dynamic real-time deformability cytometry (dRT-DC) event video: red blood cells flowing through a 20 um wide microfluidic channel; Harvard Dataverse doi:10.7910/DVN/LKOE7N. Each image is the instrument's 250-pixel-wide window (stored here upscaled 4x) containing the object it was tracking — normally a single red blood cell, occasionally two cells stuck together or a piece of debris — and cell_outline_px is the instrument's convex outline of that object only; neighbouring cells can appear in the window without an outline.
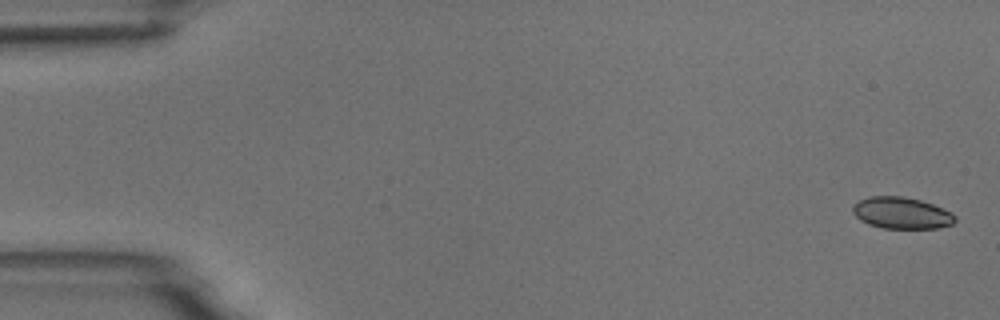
{"species": "common noctule bat (a hibernating species)", "species_latin": "Nyctalus noctula", "temperature_condition": "room temperature", "stored_images_in_passage": 5, "camera_frame_rate_fps": 3000, "um_per_image_px": 0.085, "animal": {"sex": "male", "body_mass_g": 18.8}, "frame": {"image": 1, "passage_image": 1, "time_ms": 0.0, "image_size_px": [1000, 320], "cell_outline_px": [[956, 220], [952, 224], [936, 228], [884, 228], [868, 224], [860, 220], [852, 212], [852, 204], [868, 196], [904, 196], [920, 200], [932, 204], [952, 212], [956, 216]], "centroid_in_image_um": [76.61, 18.09], "position_along_channel_um": 8.4, "area_um2": 18.9}}
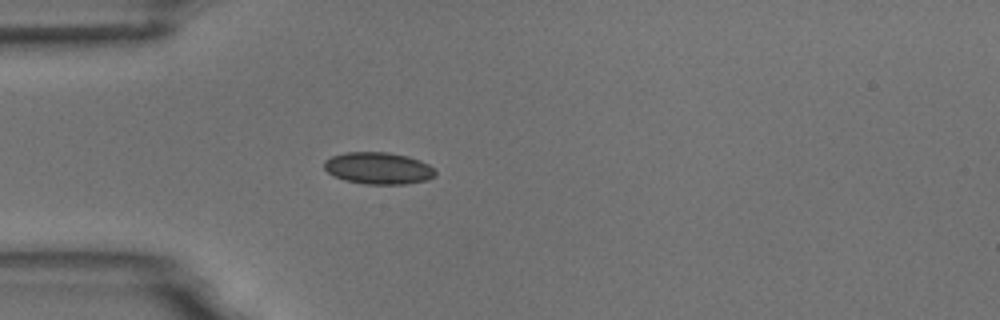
{"frame": {"image": 2, "passage_image": 5, "time_ms": 4.667, "image_size_px": [1000, 320], "cell_outline_px": [[436, 176], [428, 180], [408, 184], [364, 184], [344, 180], [328, 172], [324, 168], [324, 160], [332, 156], [344, 152], [388, 152], [408, 156], [420, 160], [428, 164], [436, 172]], "centroid_in_image_um": [32.18, 14.3], "position_along_channel_um": 52.8, "area_um2": 20.81}}